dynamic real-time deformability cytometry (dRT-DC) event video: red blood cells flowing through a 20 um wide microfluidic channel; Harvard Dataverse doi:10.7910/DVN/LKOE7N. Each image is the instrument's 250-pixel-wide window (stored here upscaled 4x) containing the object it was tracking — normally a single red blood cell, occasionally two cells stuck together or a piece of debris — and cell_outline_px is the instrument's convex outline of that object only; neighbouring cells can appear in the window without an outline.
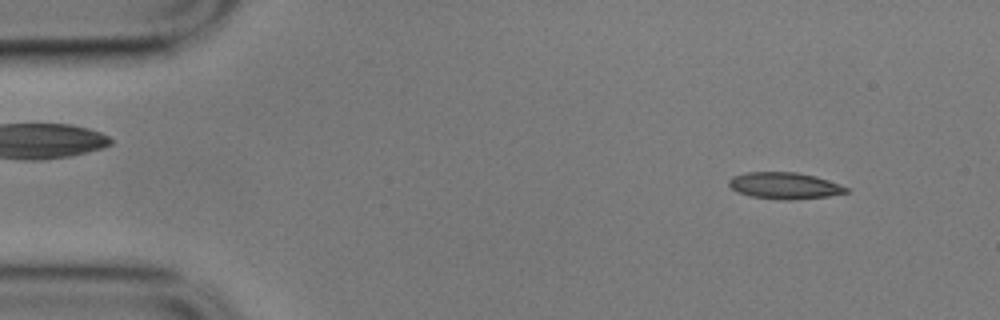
{"species": "common noctule bat (a hibernating species)", "species_latin": "Nyctalus noctula", "temperature_condition": "cold", "stored_images_in_passage": 57, "camera_frame_rate_fps": 3000, "um_per_image_px": 0.085, "animal": {"sex": "male", "body_mass_g": 17.9}, "frame": {"image": 1, "passage_image": 5, "time_ms": 1.333, "image_size_px": [1000, 320], "cell_outline_px": [[848, 192], [828, 196], [792, 200], [780, 200], [752, 196], [740, 192], [732, 188], [728, 184], [728, 180], [732, 176], [744, 172], [796, 172], [816, 176], [840, 184], [848, 188]], "centroid_in_image_um": [66.69, 15.77], "position_along_channel_um": 18.3, "area_um2": 18.15}}
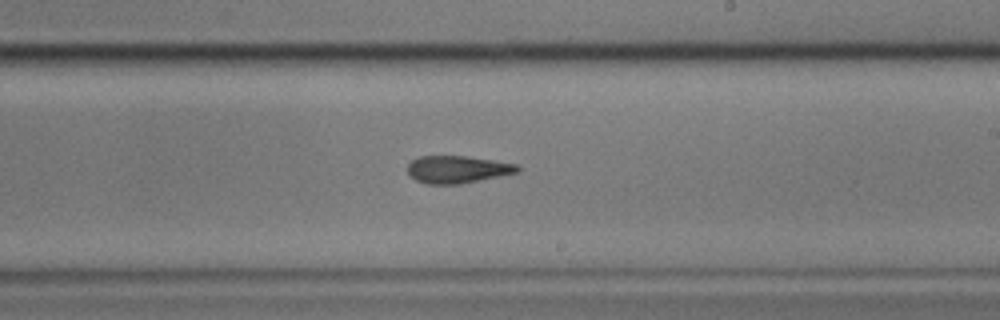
{"frame": {"image": 2, "passage_image": 32, "time_ms": 10.333, "image_size_px": [1000, 320], "cell_outline_px": [[520, 172], [460, 184], [424, 184], [416, 180], [408, 172], [408, 164], [412, 160], [420, 156], [464, 156], [492, 160], [516, 164], [520, 168]], "centroid_in_image_um": [38.88, 14.4], "position_along_channel_um": 250.1, "area_um2": 17.46}}
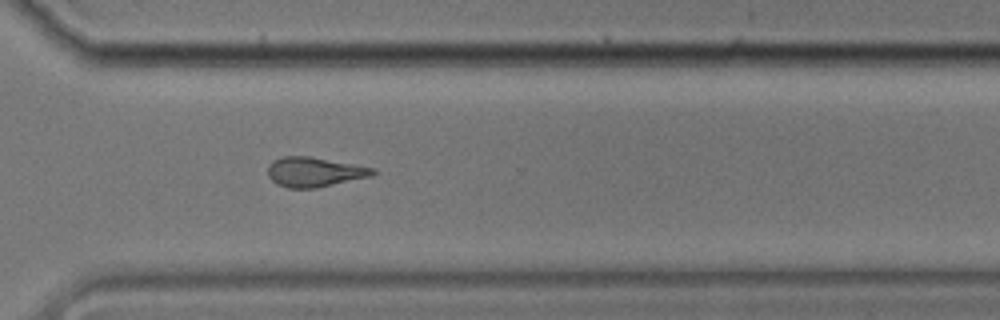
{"frame": {"image": 3, "passage_image": 40, "time_ms": 13.0, "image_size_px": [1000, 320], "cell_outline_px": [[376, 172], [372, 176], [316, 188], [288, 188], [276, 184], [268, 176], [268, 164], [272, 160], [284, 156], [308, 156], [376, 168]], "centroid_in_image_um": [26.71, 14.62], "position_along_channel_um": 343.9, "area_um2": 18.21}}